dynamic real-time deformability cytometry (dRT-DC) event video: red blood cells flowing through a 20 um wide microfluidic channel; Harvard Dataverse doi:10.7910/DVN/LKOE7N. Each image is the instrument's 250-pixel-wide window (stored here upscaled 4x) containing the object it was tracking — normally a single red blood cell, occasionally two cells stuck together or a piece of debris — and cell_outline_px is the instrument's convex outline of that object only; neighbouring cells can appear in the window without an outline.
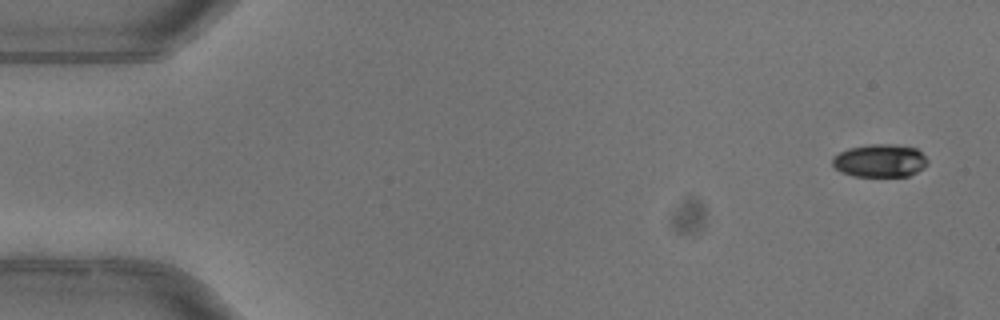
{"species": "common noctule bat (a hibernating species)", "species_latin": "Nyctalus noctula", "temperature_condition": "warm", "stored_images_in_passage": 4, "camera_frame_rate_fps": 3000, "um_per_image_px": 0.085, "animal": {"sex": "female"}, "frame": {"image": 1, "passage_image": 1, "time_ms": 0.0, "image_size_px": [1000, 320], "cell_outline_px": [[928, 164], [924, 168], [908, 176], [852, 176], [840, 172], [832, 164], [832, 156], [848, 148], [872, 144], [892, 144], [916, 148], [928, 160]], "centroid_in_image_um": [74.78, 13.66], "position_along_channel_um": 10.2, "area_um2": 18.32}}